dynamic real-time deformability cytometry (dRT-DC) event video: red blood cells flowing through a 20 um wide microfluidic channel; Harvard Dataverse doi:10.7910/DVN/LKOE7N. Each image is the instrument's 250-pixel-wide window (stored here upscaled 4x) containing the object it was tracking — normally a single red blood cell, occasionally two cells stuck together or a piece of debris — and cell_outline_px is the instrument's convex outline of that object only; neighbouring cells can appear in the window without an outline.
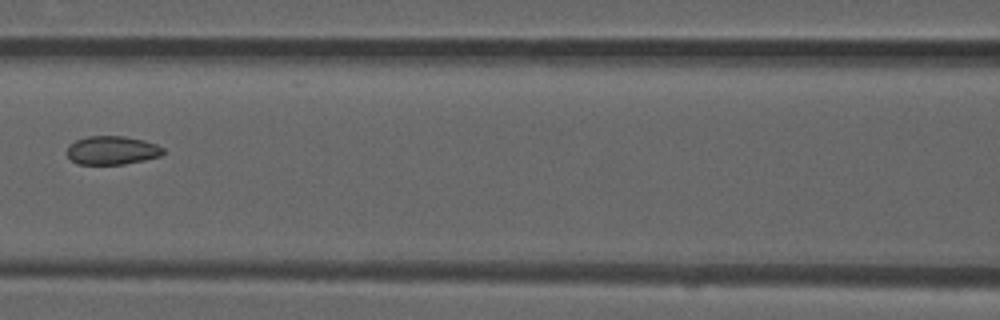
{"species": "common noctule bat (a hibernating species)", "species_latin": "Nyctalus noctula", "temperature_condition": "room temperature", "stored_images_in_passage": 6, "camera_frame_rate_fps": 3000, "um_per_image_px": 0.085, "animal": {"sex": "male", "forearm_length_mm": 52.5}, "frame": {"image": 1, "passage_image": 6, "time_ms": 1.667, "image_size_px": [1000, 320], "cell_outline_px": [[164, 152], [160, 156], [144, 160], [124, 164], [76, 164], [68, 156], [68, 144], [76, 140], [88, 136], [124, 136], [144, 140], [156, 144], [164, 148]], "centroid_in_image_um": [9.53, 12.77], "position_along_channel_um": 157.1, "area_um2": 16.01}}